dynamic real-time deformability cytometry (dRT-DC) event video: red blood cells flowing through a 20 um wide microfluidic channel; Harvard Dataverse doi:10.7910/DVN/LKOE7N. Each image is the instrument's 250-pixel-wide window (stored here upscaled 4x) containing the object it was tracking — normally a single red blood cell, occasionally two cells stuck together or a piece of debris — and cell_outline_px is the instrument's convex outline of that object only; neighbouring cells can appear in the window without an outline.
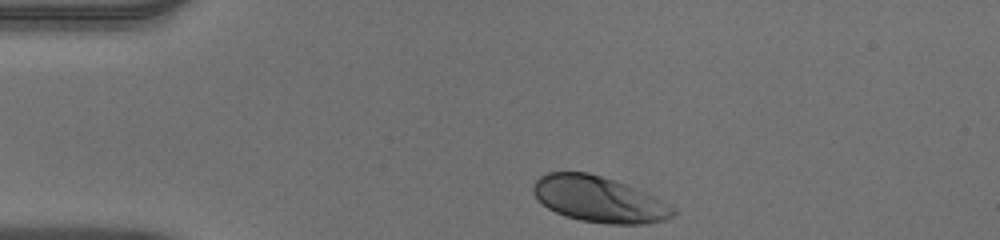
{"species": "human", "species_latin": "Homo sapiens", "temperature_condition": "warm", "stored_images_in_passage": 34, "camera_frame_rate_fps": 3000, "um_per_image_px": 0.085, "donor": {"sex": "male"}, "frame": {"image": 1, "passage_image": 1, "time_ms": 0.0, "image_size_px": [1000, 240], "cell_outline_px": [[680, 212], [664, 220], [644, 224], [608, 224], [580, 220], [556, 212], [548, 208], [532, 192], [532, 188], [536, 180], [540, 176], [548, 172], [588, 172], [624, 184], [644, 192], [652, 196]], "centroid_in_image_um": [50.89, 16.95], "position_along_channel_um": 34.1, "area_um2": 36.76}}
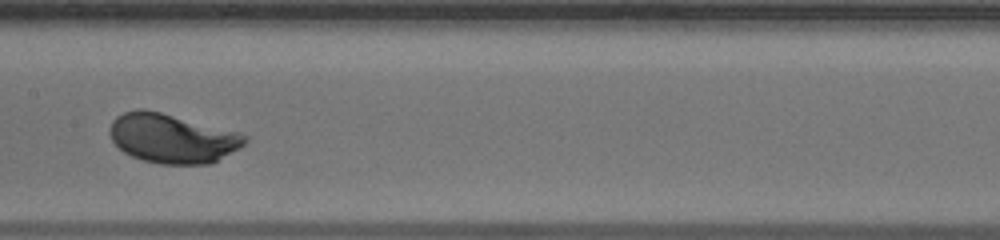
{"frame": {"image": 2, "passage_image": 17, "time_ms": 5.333, "image_size_px": [1000, 240], "cell_outline_px": [[248, 140], [240, 148], [212, 164], [160, 164], [144, 160], [132, 156], [124, 152], [112, 140], [108, 132], [112, 120], [116, 116], [124, 112], [136, 108], [144, 108], [240, 132], [248, 136]], "centroid_in_image_um": [14.65, 11.75], "position_along_channel_um": 192.8, "area_um2": 39.02}}
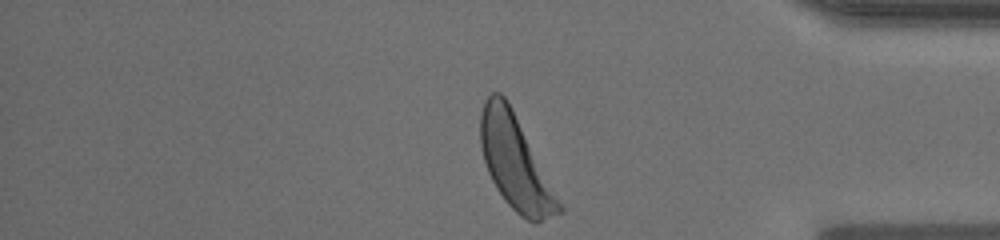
{"frame": {"image": 3, "passage_image": 34, "time_ms": 11.0, "image_size_px": [1000, 240], "cell_outline_px": [[564, 212], [536, 224], [520, 216], [504, 200], [496, 188], [488, 172], [484, 160], [480, 144], [480, 112], [484, 100], [492, 92], [500, 92], [508, 100], [564, 208]], "centroid_in_image_um": [43.8, 13.83], "position_along_channel_um": 391.4, "area_um2": 42.6}, "authors_computed_cell_mechanics": {"area_um2": 38.4659, "velocity_mm_per_s": 3.8806, "shape_relaxation_time_tau1_ms": 1.4071, "shape_relaxation_time_tau2_ms": null, "deformation_change_tau1": 0.1488, "deformation_change_tau2": null}}